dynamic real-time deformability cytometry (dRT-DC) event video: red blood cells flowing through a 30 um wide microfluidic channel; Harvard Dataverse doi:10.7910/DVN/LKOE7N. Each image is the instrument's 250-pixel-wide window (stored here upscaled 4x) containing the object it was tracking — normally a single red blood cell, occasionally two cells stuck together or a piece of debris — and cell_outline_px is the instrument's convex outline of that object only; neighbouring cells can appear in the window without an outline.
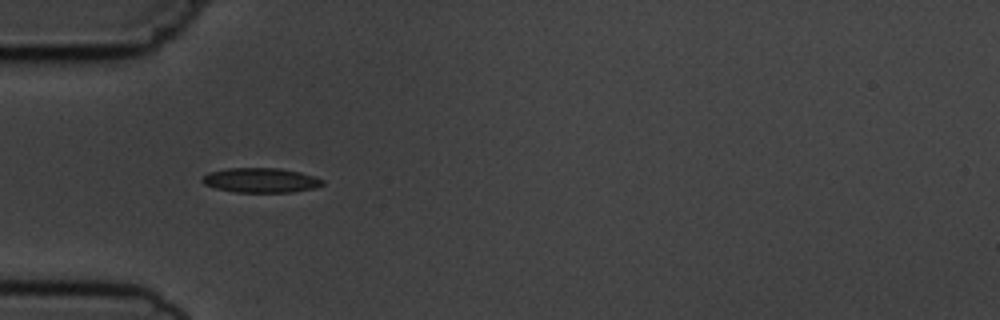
{"species": "common noctule bat (a hibernating species)", "species_latin": "Nyctalus noctula", "temperature_condition": "cold", "stored_images_in_passage": 2, "camera_frame_rate_fps": 3000, "um_per_image_px": 0.085, "animal": {"sex": "male", "body_mass_g": 19.5, "forearm_length_mm": 54.6}, "frame": {"image": 1, "passage_image": 1, "time_ms": 0.0, "image_size_px": [1000, 320], "cell_outline_px": [[324, 184], [316, 188], [292, 192], [236, 192], [216, 188], [204, 184], [200, 180], [208, 172], [228, 168], [280, 168], [300, 172], [324, 180]], "centroid_in_image_um": [22.17, 15.32], "position_along_channel_um": 62.8, "area_um2": 17.28}}
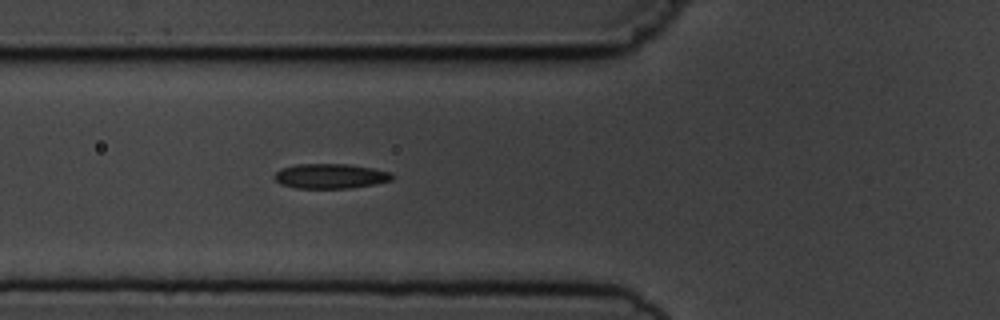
{"frame": {"image": 2, "passage_image": 2, "time_ms": 1.0, "image_size_px": [1000, 320], "cell_outline_px": [[392, 180], [376, 184], [348, 188], [296, 188], [280, 184], [272, 176], [280, 168], [296, 164], [348, 164], [372, 168], [392, 172]], "centroid_in_image_um": [28.06, 14.96], "position_along_channel_um": 97.7, "area_um2": 17.11}}